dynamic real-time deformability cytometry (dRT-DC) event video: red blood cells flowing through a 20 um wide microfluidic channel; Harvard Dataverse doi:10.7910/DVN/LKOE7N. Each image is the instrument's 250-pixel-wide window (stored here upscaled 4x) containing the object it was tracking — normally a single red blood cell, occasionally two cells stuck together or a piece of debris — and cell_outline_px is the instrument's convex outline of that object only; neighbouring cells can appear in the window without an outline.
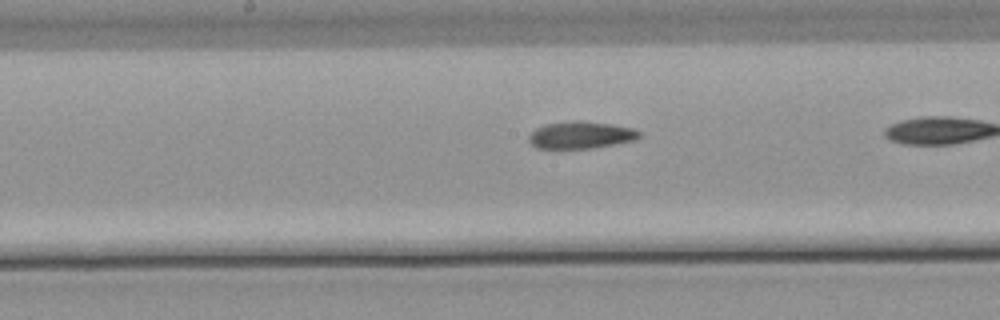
{"species": "common noctule bat (a hibernating species)", "species_latin": "Nyctalus noctula", "temperature_condition": "warm", "stored_images_in_passage": 35, "camera_frame_rate_fps": 3000, "um_per_image_px": 0.085, "animal": {"sex": "male", "body_mass_g": 21.5, "forearm_length_mm": 52.0}, "frame": {"image": 1, "passage_image": 21, "time_ms": 6.667, "image_size_px": [1000, 320], "cell_outline_px": [[640, 136], [636, 140], [592, 148], [536, 148], [528, 140], [528, 136], [536, 128], [544, 124], [572, 120], [580, 120], [612, 124], [632, 128], [640, 132]], "centroid_in_image_um": [49.35, 11.46], "position_along_channel_um": 198.8, "area_um2": 17.51}}
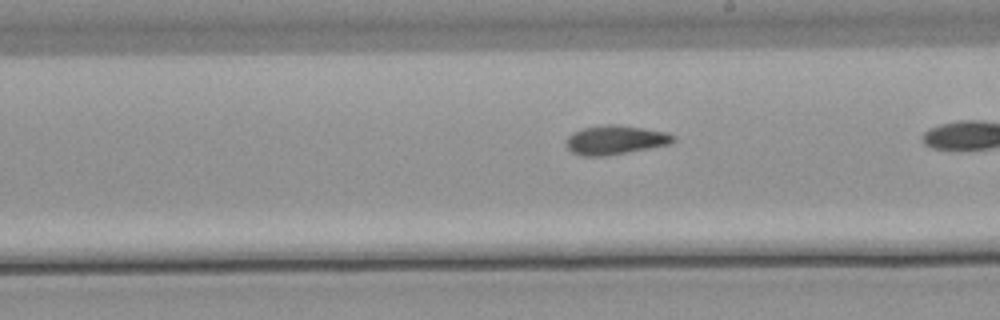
{"frame": {"image": 2, "passage_image": 24, "time_ms": 7.667, "image_size_px": [1000, 320], "cell_outline_px": [[676, 140], [668, 144], [648, 148], [600, 156], [580, 156], [572, 152], [564, 144], [568, 136], [572, 132], [580, 128], [604, 124], [616, 124], [664, 132], [676, 136]], "centroid_in_image_um": [52.22, 11.88], "position_along_channel_um": 236.8, "area_um2": 17.98}}